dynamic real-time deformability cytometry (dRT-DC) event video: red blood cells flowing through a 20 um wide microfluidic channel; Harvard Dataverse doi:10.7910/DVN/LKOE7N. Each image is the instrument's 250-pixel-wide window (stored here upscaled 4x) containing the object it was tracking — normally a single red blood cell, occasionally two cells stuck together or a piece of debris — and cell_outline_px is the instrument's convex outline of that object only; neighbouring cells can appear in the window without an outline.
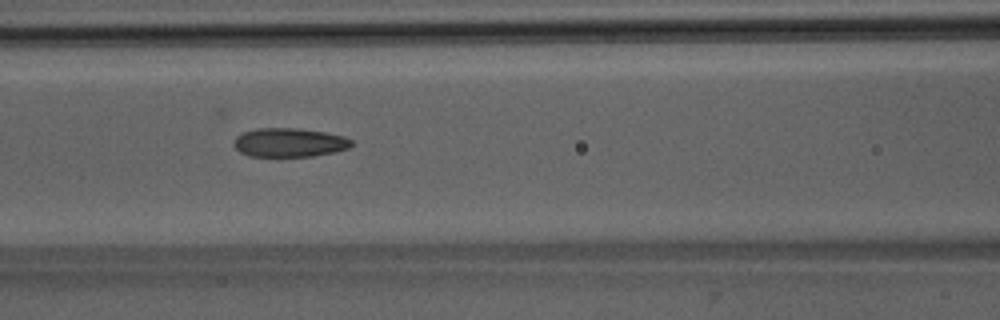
{"species": "Egyptian fruit bat (a non-hibernating species)", "species_latin": "Rousettus aegyptiacus", "temperature_condition": "room temperature", "stored_images_in_passage": 8, "camera_frame_rate_fps": 3000, "um_per_image_px": 0.085, "animal": {"sex": "male"}, "frame": {"image": 1, "passage_image": 7, "time_ms": 7.0, "image_size_px": [1000, 320], "cell_outline_px": [[352, 144], [348, 148], [332, 152], [312, 156], [248, 156], [240, 152], [232, 144], [236, 136], [244, 132], [256, 128], [296, 128], [324, 132], [344, 136], [352, 140]], "centroid_in_image_um": [24.55, 12.11], "position_along_channel_um": 142.0, "area_um2": 19.71}}